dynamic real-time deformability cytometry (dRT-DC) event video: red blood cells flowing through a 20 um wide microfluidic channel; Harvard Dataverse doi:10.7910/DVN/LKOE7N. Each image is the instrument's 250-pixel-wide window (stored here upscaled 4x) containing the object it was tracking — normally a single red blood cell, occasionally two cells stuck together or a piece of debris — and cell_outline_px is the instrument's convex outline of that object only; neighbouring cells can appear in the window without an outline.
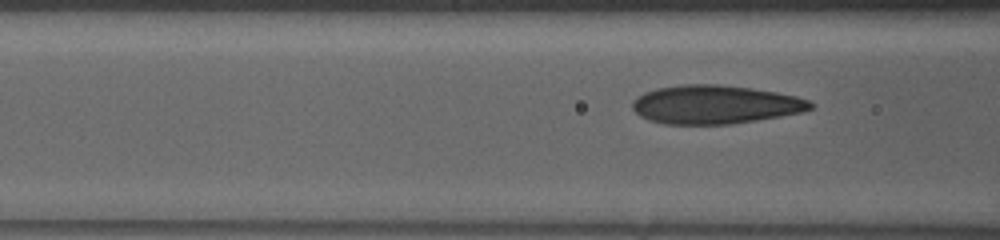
{"species": "human", "species_latin": "Homo sapiens", "temperature_condition": "warm", "stored_images_in_passage": 22, "camera_frame_rate_fps": 3000, "um_per_image_px": 0.085, "donor": {"sex": "female"}, "frame": {"image": 1, "passage_image": 19, "time_ms": 6.0, "image_size_px": [1000, 240], "cell_outline_px": [[812, 108], [804, 112], [732, 124], [664, 124], [648, 120], [640, 116], [632, 108], [632, 100], [636, 96], [644, 92], [656, 88], [684, 84], [720, 84], [752, 88], [776, 92], [796, 96], [808, 100], [812, 104]], "centroid_in_image_um": [60.75, 8.88], "position_along_channel_um": 105.9, "area_um2": 40.23}}